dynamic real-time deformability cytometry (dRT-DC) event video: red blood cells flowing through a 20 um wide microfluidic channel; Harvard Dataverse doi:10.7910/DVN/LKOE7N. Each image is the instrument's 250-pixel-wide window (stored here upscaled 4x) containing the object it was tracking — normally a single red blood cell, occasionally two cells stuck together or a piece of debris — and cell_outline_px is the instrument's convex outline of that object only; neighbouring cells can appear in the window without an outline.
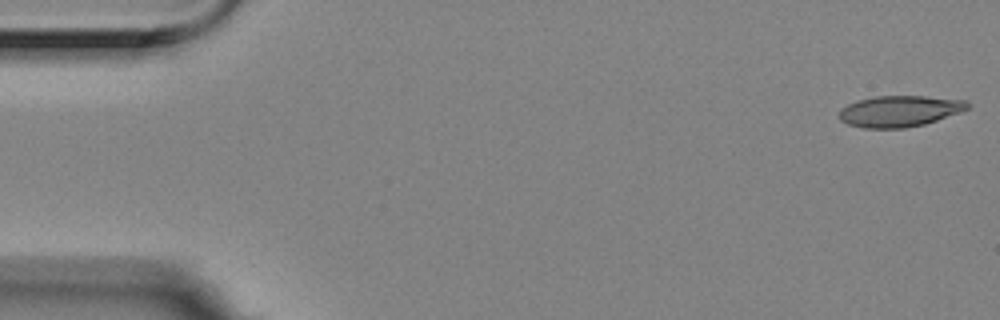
{"species": "Egyptian fruit bat (a non-hibernating species)", "species_latin": "Rousettus aegyptiacus", "temperature_condition": "room temperature", "stored_images_in_passage": 6, "segment_of_instrument_passage": [1, 2], "camera_frame_rate_fps": 3000, "um_per_image_px": 0.085, "animal": {"sex": "female"}, "frame": {"image": 1, "passage_image": 1, "time_ms": 0.0, "image_size_px": [1000, 320], "cell_outline_px": [[972, 104], [968, 108], [960, 112], [924, 124], [904, 128], [864, 128], [848, 124], [840, 120], [840, 108], [848, 104], [860, 100], [876, 96], [924, 96], [968, 100]], "centroid_in_image_um": [76.49, 9.44], "position_along_channel_um": 8.5, "area_um2": 23.24}}
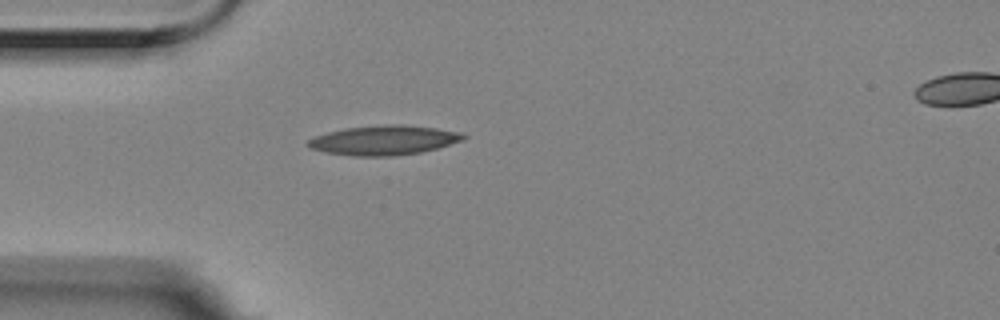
{"frame": {"image": 2, "passage_image": 5, "time_ms": 1.333, "image_size_px": [1000, 320], "cell_outline_px": [[468, 136], [464, 140], [436, 148], [420, 152], [392, 156], [356, 156], [324, 152], [312, 148], [304, 144], [308, 140], [316, 136], [328, 132], [344, 128], [384, 124], [404, 124], [436, 128], [464, 132]], "centroid_in_image_um": [32.66, 11.9], "position_along_channel_um": 52.3, "area_um2": 26.88}}